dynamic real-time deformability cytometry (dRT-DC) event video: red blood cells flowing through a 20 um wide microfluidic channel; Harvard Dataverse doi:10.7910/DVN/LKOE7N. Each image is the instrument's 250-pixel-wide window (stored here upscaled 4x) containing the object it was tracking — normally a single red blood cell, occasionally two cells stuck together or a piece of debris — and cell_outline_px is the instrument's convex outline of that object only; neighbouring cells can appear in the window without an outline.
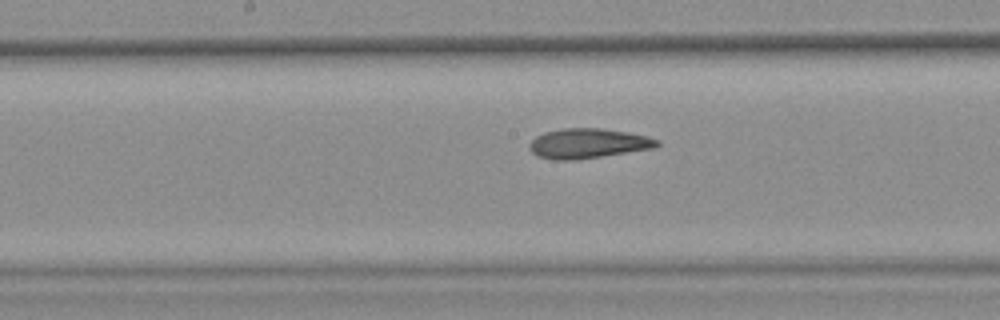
{"species": "common noctule bat (a hibernating species)", "species_latin": "Nyctalus noctula", "temperature_condition": "warm", "stored_images_in_passage": 35, "camera_frame_rate_fps": 3000, "um_per_image_px": 0.085, "animal": {"sex": "female", "body_mass_g": 25.1}, "frame": {"image": 1, "passage_image": 20, "time_ms": 6.333, "image_size_px": [1000, 320], "cell_outline_px": [[660, 144], [656, 148], [576, 160], [556, 160], [536, 156], [528, 148], [528, 144], [536, 136], [544, 132], [564, 128], [600, 128], [628, 132], [648, 136], [660, 140]], "centroid_in_image_um": [49.99, 12.19], "position_along_channel_um": 198.2, "area_um2": 22.43}}